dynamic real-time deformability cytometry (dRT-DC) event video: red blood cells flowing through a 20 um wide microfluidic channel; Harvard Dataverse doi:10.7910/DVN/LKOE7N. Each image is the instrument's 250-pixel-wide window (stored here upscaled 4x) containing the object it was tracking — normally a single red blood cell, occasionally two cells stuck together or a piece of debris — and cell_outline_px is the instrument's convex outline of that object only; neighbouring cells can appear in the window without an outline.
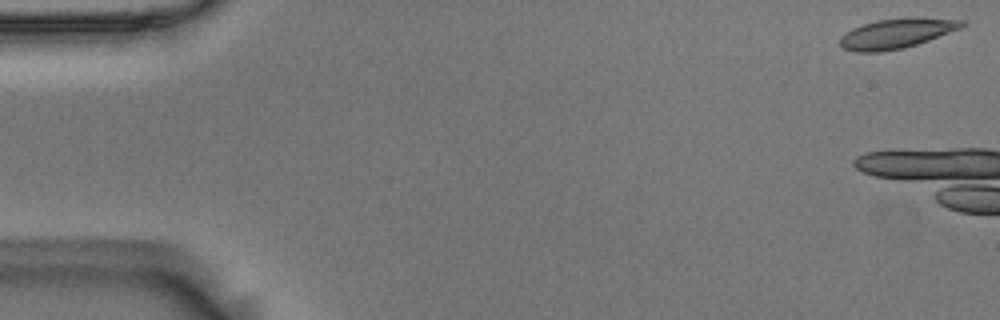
{"species": "Egyptian fruit bat (a non-hibernating species)", "species_latin": "Rousettus aegyptiacus", "temperature_condition": "room temperature", "stored_images_in_passage": 4, "camera_frame_rate_fps": 3000, "um_per_image_px": 0.085, "animal": {"sex": "male"}, "frame": {"image": 1, "passage_image": 1, "time_ms": 0.0, "image_size_px": [1000, 320], "cell_outline_px": [[968, 24], [960, 28], [928, 40], [904, 48], [880, 52], [856, 52], [844, 48], [840, 44], [840, 36], [852, 28], [876, 20], [908, 16], [916, 16], [964, 20]], "centroid_in_image_um": [76.23, 2.81], "position_along_channel_um": 8.8, "area_um2": 21.44}}